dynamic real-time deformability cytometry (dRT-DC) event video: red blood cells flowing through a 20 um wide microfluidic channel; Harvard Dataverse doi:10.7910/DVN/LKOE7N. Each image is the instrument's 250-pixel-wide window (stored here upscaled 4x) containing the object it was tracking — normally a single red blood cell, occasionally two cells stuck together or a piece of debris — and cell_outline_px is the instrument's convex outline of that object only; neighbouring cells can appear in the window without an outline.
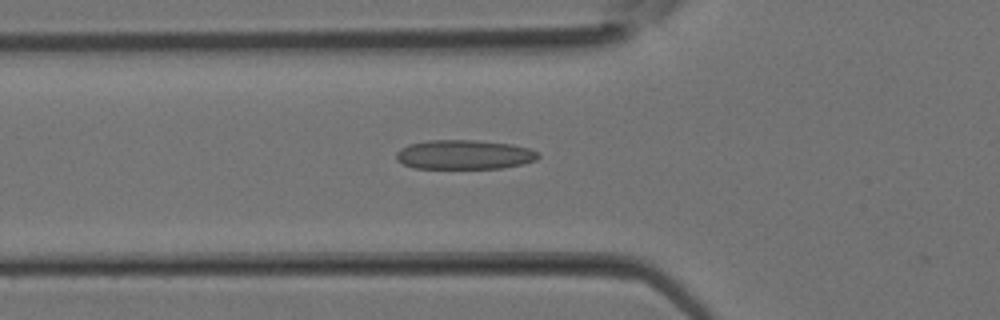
{"species": "Egyptian fruit bat (a non-hibernating species)", "species_latin": "Rousettus aegyptiacus", "temperature_condition": "room temperature", "stored_images_in_passage": 22, "camera_frame_rate_fps": 3000, "um_per_image_px": 0.085, "animal": {"sex": "female"}, "frame": {"image": 1, "passage_image": 2, "time_ms": 0.333, "image_size_px": [1000, 320], "cell_outline_px": [[540, 156], [536, 160], [504, 168], [412, 168], [396, 160], [396, 152], [400, 148], [408, 144], [428, 140], [472, 140], [512, 144], [528, 148], [540, 152]], "centroid_in_image_um": [39.44, 13.14], "position_along_channel_um": 86.4, "area_um2": 24.39}}
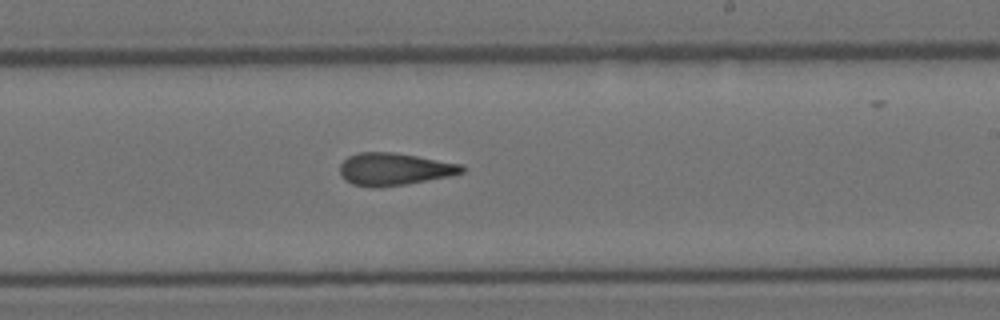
{"frame": {"image": 2, "passage_image": 10, "time_ms": 3.0, "image_size_px": [1000, 320], "cell_outline_px": [[464, 172], [448, 176], [404, 184], [380, 188], [372, 188], [352, 184], [344, 180], [340, 176], [340, 164], [348, 156], [356, 152], [392, 152], [464, 164]], "centroid_in_image_um": [33.46, 14.38], "position_along_channel_um": 255.5, "area_um2": 23.12}}
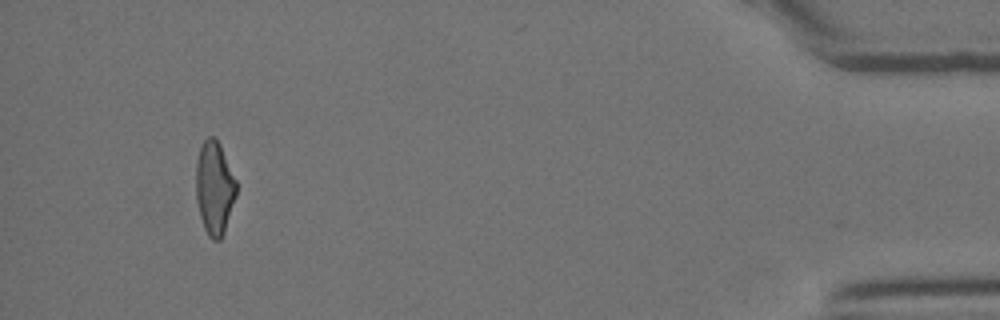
{"frame": {"image": 3, "passage_image": 21, "time_ms": 6.667, "image_size_px": [1000, 320], "cell_outline_px": [[236, 196], [224, 232], [220, 240], [212, 240], [208, 236], [204, 228], [200, 216], [196, 200], [196, 160], [200, 148], [204, 140], [208, 136], [216, 136], [220, 144], [236, 180]], "centroid_in_image_um": [18.22, 15.96], "position_along_channel_um": 417.0, "area_um2": 22.02}}